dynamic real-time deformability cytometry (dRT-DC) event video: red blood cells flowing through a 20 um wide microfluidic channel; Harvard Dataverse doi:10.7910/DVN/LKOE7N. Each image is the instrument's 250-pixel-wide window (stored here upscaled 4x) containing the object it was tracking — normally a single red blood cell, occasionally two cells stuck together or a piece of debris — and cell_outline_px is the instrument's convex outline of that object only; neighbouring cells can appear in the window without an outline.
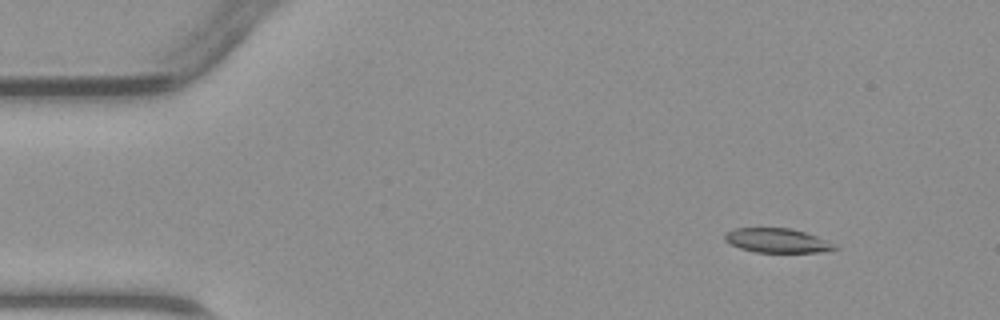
{"species": "common noctule bat (a hibernating species)", "species_latin": "Nyctalus noctula", "temperature_condition": "warm", "stored_images_in_passage": 5, "camera_frame_rate_fps": 3000, "um_per_image_px": 0.085, "animal": {"sex": "male", "body_mass_g": 23.1, "forearm_length_mm": 52.7}, "frame": {"image": 1, "passage_image": 2, "time_ms": 1.667, "image_size_px": [1000, 320], "cell_outline_px": [[840, 248], [820, 252], [756, 252], [740, 248], [724, 240], [724, 232], [732, 228], [792, 228], [828, 240], [836, 244]], "centroid_in_image_um": [66.06, 20.44], "position_along_channel_um": 18.9, "area_um2": 15.66}}
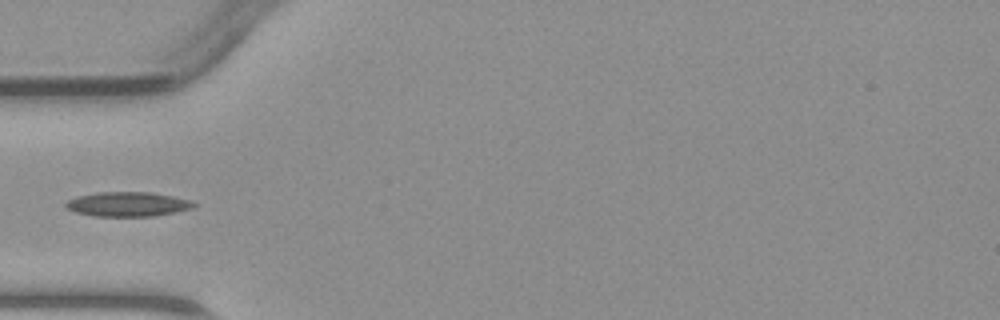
{"frame": {"image": 2, "passage_image": 4, "time_ms": 5.0, "image_size_px": [1000, 320], "cell_outline_px": [[196, 204], [192, 208], [176, 212], [152, 216], [96, 216], [76, 212], [68, 208], [64, 204], [68, 200], [76, 196], [96, 192], [152, 192], [172, 196], [188, 200]], "centroid_in_image_um": [10.83, 17.35], "position_along_channel_um": 74.2, "area_um2": 18.15}}
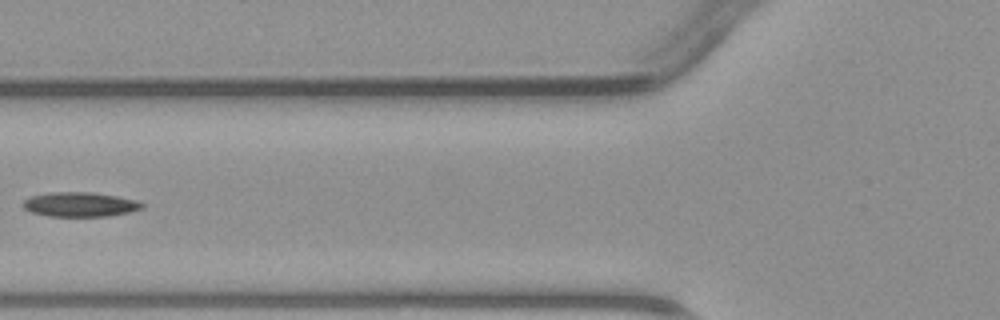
{"frame": {"image": 3, "passage_image": 5, "time_ms": 6.0, "image_size_px": [1000, 320], "cell_outline_px": [[144, 208], [128, 212], [108, 216], [48, 216], [32, 212], [24, 208], [24, 200], [32, 196], [48, 192], [92, 192], [116, 196], [136, 200], [144, 204]], "centroid_in_image_um": [6.81, 17.37], "position_along_channel_um": 119.0, "area_um2": 16.88}}